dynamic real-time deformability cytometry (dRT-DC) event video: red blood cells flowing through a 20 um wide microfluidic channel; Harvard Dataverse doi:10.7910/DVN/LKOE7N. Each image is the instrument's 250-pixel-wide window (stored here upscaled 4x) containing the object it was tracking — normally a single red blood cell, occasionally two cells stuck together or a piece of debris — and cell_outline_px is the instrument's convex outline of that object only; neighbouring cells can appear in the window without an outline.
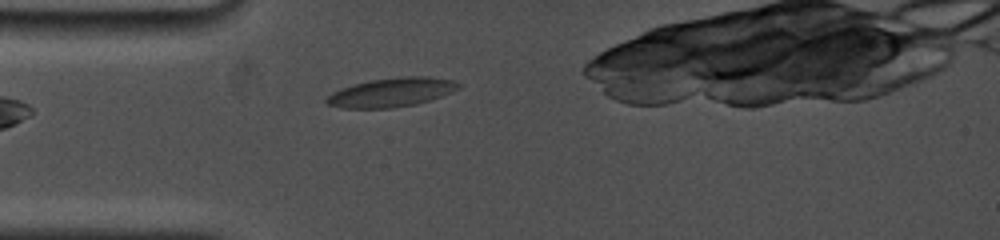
{"species": "common noctule bat (a hibernating species)", "species_latin": "Nyctalus noctula", "temperature_condition": "cold", "stored_images_in_passage": 2, "camera_frame_rate_fps": 5000, "um_per_image_px": 0.085, "animal": {"sex": "female", "body_mass_g": 19.0, "forearm_length_mm": 53.3}, "frame": {"image": 1, "passage_image": 2, "time_ms": 1.0, "image_size_px": [1000, 240], "cell_outline_px": [[460, 88], [452, 92], [416, 104], [392, 108], [340, 108], [328, 104], [324, 100], [332, 92], [340, 88], [352, 84], [368, 80], [400, 76], [428, 76], [456, 80], [460, 84]], "centroid_in_image_um": [33.27, 7.83], "position_along_channel_um": 51.7, "area_um2": 22.54}}